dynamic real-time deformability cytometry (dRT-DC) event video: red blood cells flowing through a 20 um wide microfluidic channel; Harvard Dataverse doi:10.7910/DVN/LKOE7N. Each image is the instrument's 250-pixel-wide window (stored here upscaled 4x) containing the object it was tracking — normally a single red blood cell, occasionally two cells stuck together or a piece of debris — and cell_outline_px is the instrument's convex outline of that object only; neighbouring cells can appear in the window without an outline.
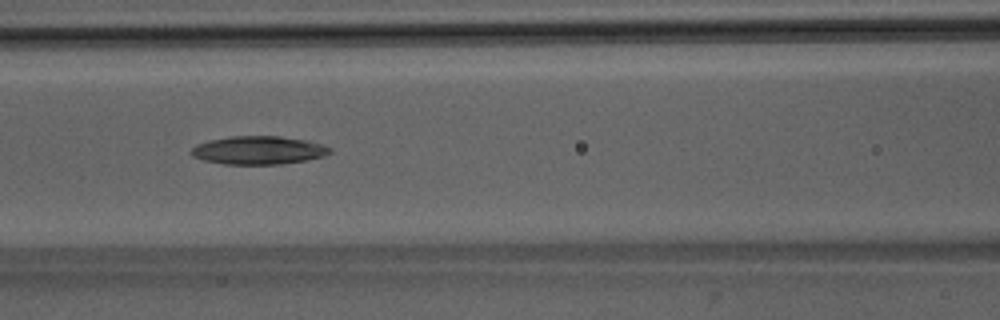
{"species": "Egyptian fruit bat (a non-hibernating species)", "species_latin": "Rousettus aegyptiacus", "temperature_condition": "room temperature", "stored_images_in_passage": 40, "camera_frame_rate_fps": 3000, "um_per_image_px": 0.085, "animal": {"sex": "male"}, "frame": {"image": 1, "passage_image": 21, "time_ms": 6.667, "image_size_px": [1000, 320], "cell_outline_px": [[332, 152], [324, 156], [304, 160], [280, 164], [224, 164], [204, 160], [192, 156], [188, 152], [196, 144], [208, 140], [228, 136], [280, 136], [304, 140], [320, 144], [332, 148]], "centroid_in_image_um": [21.92, 12.76], "position_along_channel_um": 144.7, "area_um2": 22.83}}
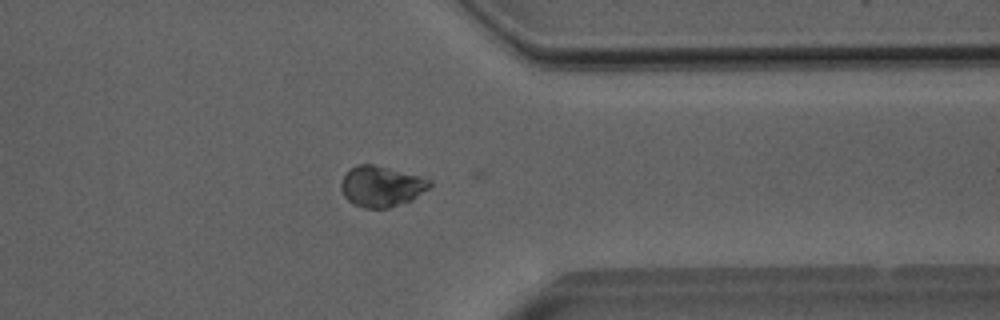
{"frame": {"image": 2, "passage_image": 39, "time_ms": 12.667, "image_size_px": [1000, 320], "cell_outline_px": [[432, 184], [428, 188], [412, 200], [388, 208], [364, 208], [352, 204], [344, 196], [340, 188], [340, 184], [348, 168], [356, 164], [372, 164], [432, 180]], "centroid_in_image_um": [32.36, 15.84], "position_along_channel_um": 379.0, "area_um2": 20.92}}